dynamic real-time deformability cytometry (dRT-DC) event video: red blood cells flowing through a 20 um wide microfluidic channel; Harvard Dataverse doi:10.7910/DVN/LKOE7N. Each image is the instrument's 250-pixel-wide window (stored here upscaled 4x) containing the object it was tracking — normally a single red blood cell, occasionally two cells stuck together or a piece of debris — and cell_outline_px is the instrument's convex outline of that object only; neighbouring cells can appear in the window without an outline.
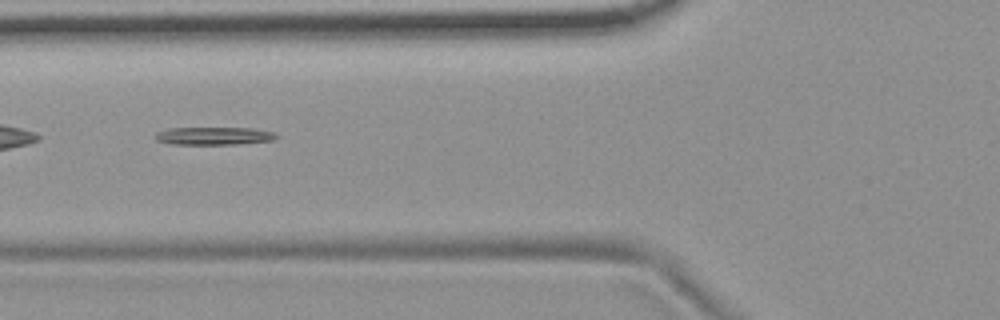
{"species": "common noctule bat (a hibernating species)", "species_latin": "Nyctalus noctula", "temperature_condition": "room temperature", "stored_images_in_passage": 4, "camera_frame_rate_fps": 3000, "um_per_image_px": 0.085, "animal": {"sex": "female", "body_mass_g": 19.9}, "frame": {"image": 1, "passage_image": 2, "time_ms": 0.333, "image_size_px": [1000, 320], "cell_outline_px": [[280, 136], [272, 140], [232, 144], [172, 144], [156, 140], [156, 132], [168, 128], [252, 128], [272, 132]], "centroid_in_image_um": [18.16, 11.54], "position_along_channel_um": 107.6, "area_um2": 12.37}}
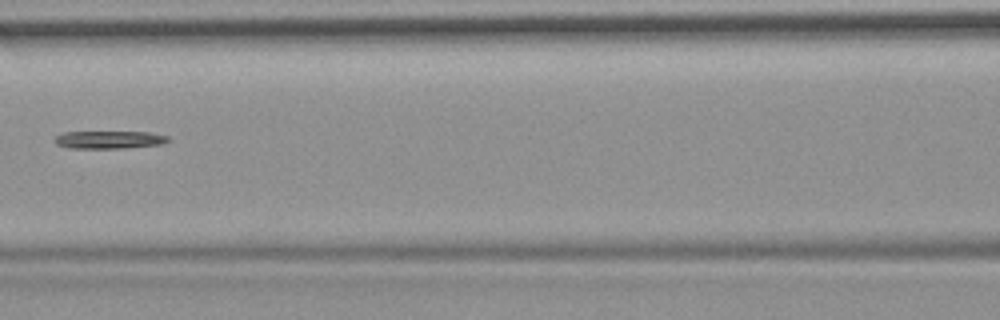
{"frame": {"image": 2, "passage_image": 3, "time_ms": 0.667, "image_size_px": [1000, 320], "cell_outline_px": [[168, 140], [160, 144], [124, 148], [68, 148], [56, 144], [52, 140], [56, 136], [64, 132], [148, 132], [168, 136]], "centroid_in_image_um": [9.21, 11.87], "position_along_channel_um": 157.4, "area_um2": 11.62}}
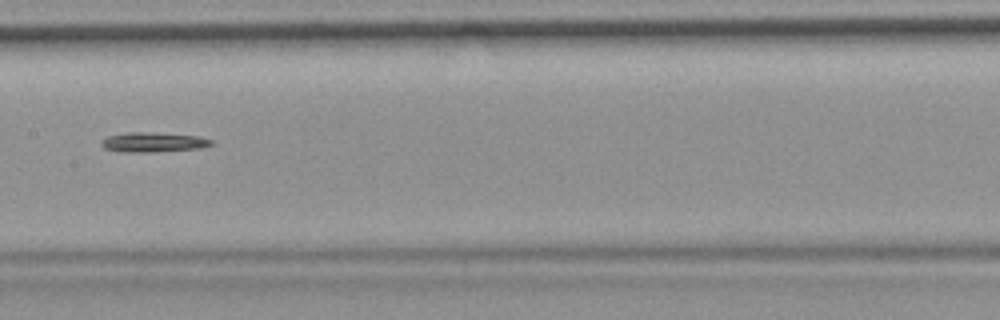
{"frame": {"image": 3, "passage_image": 4, "time_ms": 1.0, "image_size_px": [1000, 320], "cell_outline_px": [[212, 144], [200, 148], [152, 152], [120, 152], [104, 148], [100, 144], [108, 136], [128, 132], [144, 132], [196, 136], [212, 140]], "centroid_in_image_um": [12.98, 12.09], "position_along_channel_um": 194.4, "area_um2": 12.37}}